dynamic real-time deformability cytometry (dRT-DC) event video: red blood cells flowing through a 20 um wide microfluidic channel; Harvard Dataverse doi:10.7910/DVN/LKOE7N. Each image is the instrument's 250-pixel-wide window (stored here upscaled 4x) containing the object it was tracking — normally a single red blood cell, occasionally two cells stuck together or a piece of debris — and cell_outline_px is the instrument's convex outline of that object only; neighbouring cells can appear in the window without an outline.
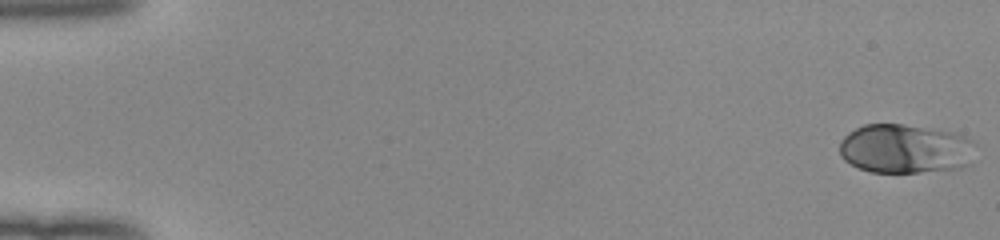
{"species": "human", "species_latin": "Homo sapiens", "temperature_condition": "room temperature", "stored_images_in_passage": 52, "camera_frame_rate_fps": 3000, "um_per_image_px": 0.085, "donor": {"sex": "female"}, "frame": {"image": 1, "passage_image": 1, "time_ms": 0.0, "image_size_px": [1000, 240], "cell_outline_px": [[976, 144], [972, 164], [960, 168], [920, 172], [872, 172], [860, 168], [844, 160], [840, 156], [840, 140], [848, 132], [864, 124], [904, 124], [956, 132], [972, 140]], "centroid_in_image_um": [76.99, 12.64], "position_along_channel_um": 8.0, "area_um2": 39.48}}
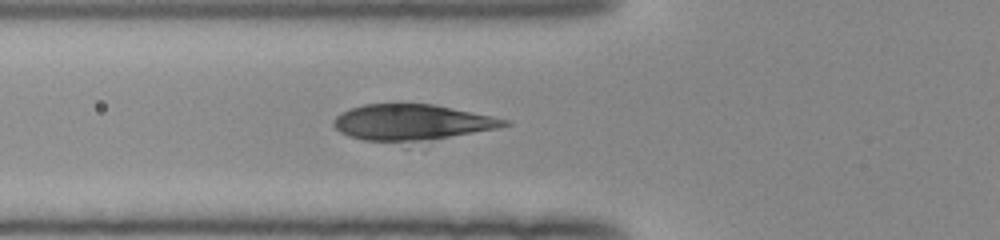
{"frame": {"image": 2, "passage_image": 20, "time_ms": 6.333, "image_size_px": [1000, 240], "cell_outline_px": [[512, 124], [496, 128], [448, 136], [420, 140], [364, 140], [348, 136], [340, 132], [332, 124], [332, 120], [340, 112], [364, 104], [432, 104], [492, 116], [508, 120]], "centroid_in_image_um": [34.94, 10.37], "position_along_channel_um": 90.9, "area_um2": 34.62}}
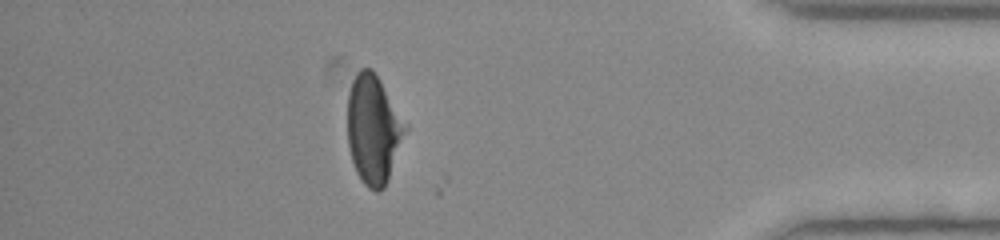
{"frame": {"image": 3, "passage_image": 46, "time_ms": 15.0, "image_size_px": [1000, 240], "cell_outline_px": [[408, 128], [388, 180], [384, 188], [380, 192], [376, 192], [368, 188], [364, 184], [356, 172], [352, 160], [348, 144], [348, 92], [352, 80], [360, 68], [372, 68], [380, 80], [408, 124]], "centroid_in_image_um": [31.75, 11.0], "position_along_channel_um": 403.4, "area_um2": 36.88}}